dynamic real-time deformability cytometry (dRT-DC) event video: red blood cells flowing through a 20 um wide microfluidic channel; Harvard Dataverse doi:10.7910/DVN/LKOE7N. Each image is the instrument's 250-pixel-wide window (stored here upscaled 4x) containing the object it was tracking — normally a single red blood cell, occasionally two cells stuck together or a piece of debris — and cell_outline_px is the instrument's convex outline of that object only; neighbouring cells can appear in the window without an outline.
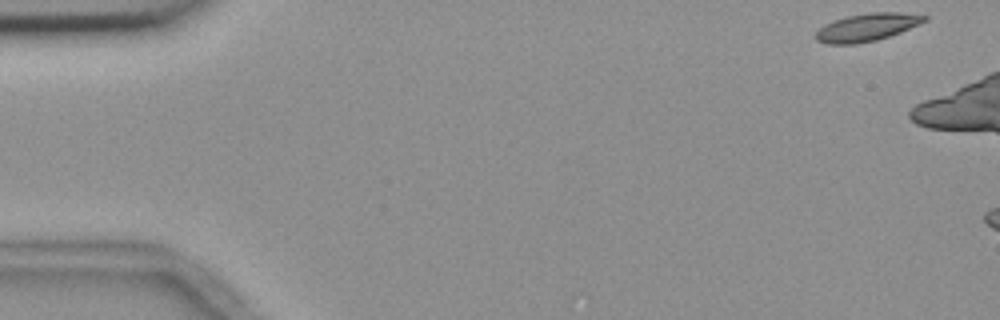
{"species": "common noctule bat (a hibernating species)", "species_latin": "Nyctalus noctula", "temperature_condition": "room temperature", "stored_images_in_passage": 7, "camera_frame_rate_fps": 3000, "um_per_image_px": 0.085, "animal": {"sex": "female", "body_mass_g": 18.4}, "frame": {"image": 1, "passage_image": 1, "time_ms": 0.0, "image_size_px": [1000, 320], "cell_outline_px": [[928, 20], [920, 24], [900, 32], [876, 40], [856, 44], [828, 44], [816, 40], [816, 32], [824, 24], [844, 16], [868, 12], [900, 12], [928, 16]], "centroid_in_image_um": [73.69, 2.3], "position_along_channel_um": 11.3, "area_um2": 17.63}}